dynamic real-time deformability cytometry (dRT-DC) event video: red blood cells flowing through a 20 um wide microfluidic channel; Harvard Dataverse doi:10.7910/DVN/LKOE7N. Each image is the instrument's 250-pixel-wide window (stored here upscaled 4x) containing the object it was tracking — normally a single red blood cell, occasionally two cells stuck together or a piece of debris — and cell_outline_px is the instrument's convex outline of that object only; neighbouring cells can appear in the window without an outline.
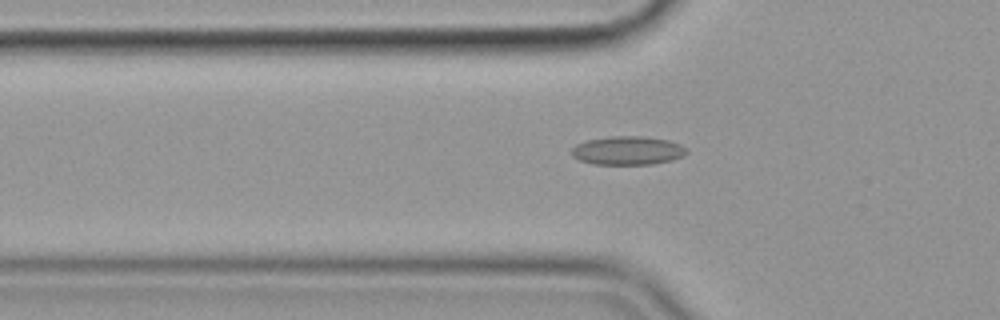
{"species": "common noctule bat (a hibernating species)", "species_latin": "Nyctalus noctula", "temperature_condition": "cold", "stored_images_in_passage": 50, "camera_frame_rate_fps": 3000, "um_per_image_px": 0.085, "animal": {"sex": "female", "body_mass_g": 19.9}, "frame": {"image": 1, "passage_image": 12, "time_ms": 3.667, "image_size_px": [1000, 320], "cell_outline_px": [[688, 152], [684, 156], [672, 160], [652, 164], [596, 164], [580, 160], [572, 156], [572, 148], [576, 144], [588, 140], [612, 136], [644, 136], [668, 140], [680, 144], [688, 148]], "centroid_in_image_um": [53.4, 12.79], "position_along_channel_um": 72.4, "area_um2": 19.19}}
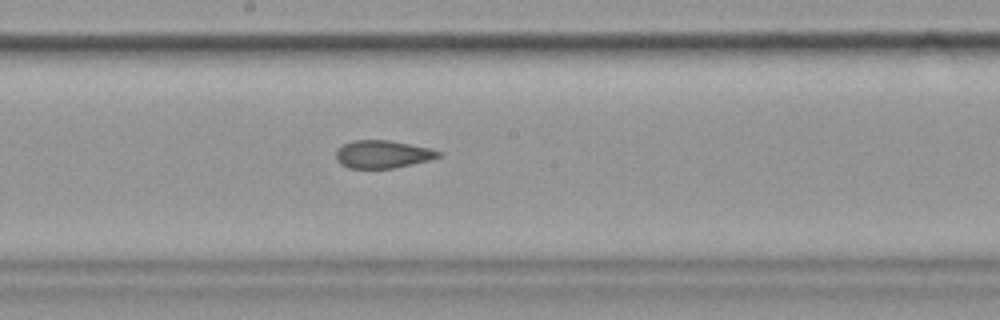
{"frame": {"image": 2, "passage_image": 24, "time_ms": 7.667, "image_size_px": [1000, 320], "cell_outline_px": [[440, 156], [428, 160], [412, 164], [392, 168], [348, 168], [340, 164], [336, 160], [336, 152], [344, 144], [352, 140], [388, 140], [432, 148], [440, 152]], "centroid_in_image_um": [32.51, 13.11], "position_along_channel_um": 215.7, "area_um2": 16.47}}
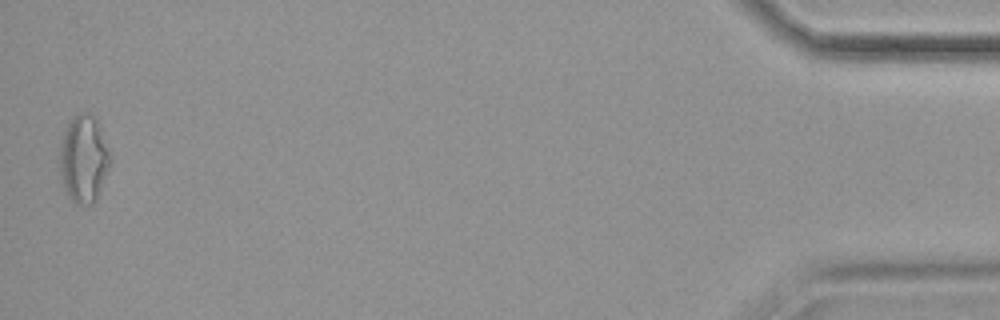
{"frame": {"image": 3, "passage_image": 49, "time_ms": 16.0, "image_size_px": [1000, 320], "cell_outline_px": [[112, 160], [96, 200], [92, 204], [76, 204], [68, 196], [64, 188], [60, 172], [60, 140], [68, 124], [80, 112], [88, 112], [96, 120], [100, 128], [108, 148]], "centroid_in_image_um": [7.11, 13.53], "position_along_channel_um": 428.1, "area_um2": 25.49}, "authors_computed_cell_mechanics": {"area_um2": 17.8313, "velocity_mm_per_s": 3.5735, "shape_relaxation_time_tau1_ms": 7.4705, "shape_relaxation_time_tau2_ms": 1.2925, "deformation_change_tau1": 0.1606, "deformation_change_tau2": 0.0827}}